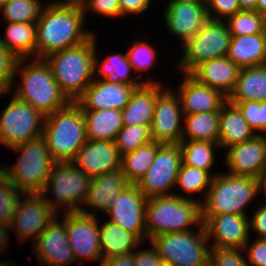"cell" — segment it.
Instances as JSON below:
<instances>
[{
	"label": "cell",
	"instance_id": "cell-1",
	"mask_svg": "<svg viewBox=\"0 0 266 266\" xmlns=\"http://www.w3.org/2000/svg\"><path fill=\"white\" fill-rule=\"evenodd\" d=\"M85 19L80 2L46 3L36 22V58L88 40L95 32L84 29Z\"/></svg>",
	"mask_w": 266,
	"mask_h": 266
},
{
	"label": "cell",
	"instance_id": "cell-2",
	"mask_svg": "<svg viewBox=\"0 0 266 266\" xmlns=\"http://www.w3.org/2000/svg\"><path fill=\"white\" fill-rule=\"evenodd\" d=\"M30 59L17 60L14 80L17 75H20L21 80H17L19 83H16L13 95L39 110L44 116L67 106L71 101L62 92L45 59L33 58L29 63Z\"/></svg>",
	"mask_w": 266,
	"mask_h": 266
},
{
	"label": "cell",
	"instance_id": "cell-3",
	"mask_svg": "<svg viewBox=\"0 0 266 266\" xmlns=\"http://www.w3.org/2000/svg\"><path fill=\"white\" fill-rule=\"evenodd\" d=\"M96 39L94 33L85 42L56 51L44 58L54 79L71 102H76L94 80Z\"/></svg>",
	"mask_w": 266,
	"mask_h": 266
},
{
	"label": "cell",
	"instance_id": "cell-4",
	"mask_svg": "<svg viewBox=\"0 0 266 266\" xmlns=\"http://www.w3.org/2000/svg\"><path fill=\"white\" fill-rule=\"evenodd\" d=\"M200 200L163 195L147 199L146 235L149 241L154 236L173 232H186L201 226Z\"/></svg>",
	"mask_w": 266,
	"mask_h": 266
},
{
	"label": "cell",
	"instance_id": "cell-5",
	"mask_svg": "<svg viewBox=\"0 0 266 266\" xmlns=\"http://www.w3.org/2000/svg\"><path fill=\"white\" fill-rule=\"evenodd\" d=\"M257 178L221 172L215 175L201 203L202 221L222 214L247 215L249 203L258 197Z\"/></svg>",
	"mask_w": 266,
	"mask_h": 266
},
{
	"label": "cell",
	"instance_id": "cell-6",
	"mask_svg": "<svg viewBox=\"0 0 266 266\" xmlns=\"http://www.w3.org/2000/svg\"><path fill=\"white\" fill-rule=\"evenodd\" d=\"M42 136L55 161H72L87 141L81 106L70 102L64 108L46 115Z\"/></svg>",
	"mask_w": 266,
	"mask_h": 266
},
{
	"label": "cell",
	"instance_id": "cell-7",
	"mask_svg": "<svg viewBox=\"0 0 266 266\" xmlns=\"http://www.w3.org/2000/svg\"><path fill=\"white\" fill-rule=\"evenodd\" d=\"M19 160L4 167L5 177L13 182L24 194L41 193L46 186L52 165L56 162L43 136L11 147Z\"/></svg>",
	"mask_w": 266,
	"mask_h": 266
},
{
	"label": "cell",
	"instance_id": "cell-8",
	"mask_svg": "<svg viewBox=\"0 0 266 266\" xmlns=\"http://www.w3.org/2000/svg\"><path fill=\"white\" fill-rule=\"evenodd\" d=\"M90 180L86 173L71 161H56L51 167L49 178L41 194L56 215H59V212L74 213L81 208L86 199ZM49 192L54 195L51 199L48 196Z\"/></svg>",
	"mask_w": 266,
	"mask_h": 266
},
{
	"label": "cell",
	"instance_id": "cell-9",
	"mask_svg": "<svg viewBox=\"0 0 266 266\" xmlns=\"http://www.w3.org/2000/svg\"><path fill=\"white\" fill-rule=\"evenodd\" d=\"M195 232L165 233L149 240L167 266H209L210 245L204 224Z\"/></svg>",
	"mask_w": 266,
	"mask_h": 266
},
{
	"label": "cell",
	"instance_id": "cell-10",
	"mask_svg": "<svg viewBox=\"0 0 266 266\" xmlns=\"http://www.w3.org/2000/svg\"><path fill=\"white\" fill-rule=\"evenodd\" d=\"M231 33L226 21L209 19L204 26L183 45V55L177 67L190 74L198 65L214 58L226 57Z\"/></svg>",
	"mask_w": 266,
	"mask_h": 266
},
{
	"label": "cell",
	"instance_id": "cell-11",
	"mask_svg": "<svg viewBox=\"0 0 266 266\" xmlns=\"http://www.w3.org/2000/svg\"><path fill=\"white\" fill-rule=\"evenodd\" d=\"M0 116V144L11 148L43 135L45 116L12 94Z\"/></svg>",
	"mask_w": 266,
	"mask_h": 266
},
{
	"label": "cell",
	"instance_id": "cell-12",
	"mask_svg": "<svg viewBox=\"0 0 266 266\" xmlns=\"http://www.w3.org/2000/svg\"><path fill=\"white\" fill-rule=\"evenodd\" d=\"M181 164L182 153L180 145L161 144L150 168L136 185L147 198L172 195L174 194Z\"/></svg>",
	"mask_w": 266,
	"mask_h": 266
},
{
	"label": "cell",
	"instance_id": "cell-13",
	"mask_svg": "<svg viewBox=\"0 0 266 266\" xmlns=\"http://www.w3.org/2000/svg\"><path fill=\"white\" fill-rule=\"evenodd\" d=\"M184 113L180 97L169 86L157 96L151 129L152 141L179 144L182 138Z\"/></svg>",
	"mask_w": 266,
	"mask_h": 266
},
{
	"label": "cell",
	"instance_id": "cell-14",
	"mask_svg": "<svg viewBox=\"0 0 266 266\" xmlns=\"http://www.w3.org/2000/svg\"><path fill=\"white\" fill-rule=\"evenodd\" d=\"M56 216L41 193H27L17 202L10 227L21 243L31 238L34 243Z\"/></svg>",
	"mask_w": 266,
	"mask_h": 266
},
{
	"label": "cell",
	"instance_id": "cell-15",
	"mask_svg": "<svg viewBox=\"0 0 266 266\" xmlns=\"http://www.w3.org/2000/svg\"><path fill=\"white\" fill-rule=\"evenodd\" d=\"M97 215L67 213V236L76 262L103 261Z\"/></svg>",
	"mask_w": 266,
	"mask_h": 266
},
{
	"label": "cell",
	"instance_id": "cell-16",
	"mask_svg": "<svg viewBox=\"0 0 266 266\" xmlns=\"http://www.w3.org/2000/svg\"><path fill=\"white\" fill-rule=\"evenodd\" d=\"M58 215L33 243V253L40 266H66L76 262L67 236V213Z\"/></svg>",
	"mask_w": 266,
	"mask_h": 266
},
{
	"label": "cell",
	"instance_id": "cell-17",
	"mask_svg": "<svg viewBox=\"0 0 266 266\" xmlns=\"http://www.w3.org/2000/svg\"><path fill=\"white\" fill-rule=\"evenodd\" d=\"M147 199L136 184H128L106 212L110 217L108 221L136 234L142 241L144 238L147 240Z\"/></svg>",
	"mask_w": 266,
	"mask_h": 266
},
{
	"label": "cell",
	"instance_id": "cell-18",
	"mask_svg": "<svg viewBox=\"0 0 266 266\" xmlns=\"http://www.w3.org/2000/svg\"><path fill=\"white\" fill-rule=\"evenodd\" d=\"M163 13L165 28L172 36L181 38V46L209 20L205 2L169 1Z\"/></svg>",
	"mask_w": 266,
	"mask_h": 266
},
{
	"label": "cell",
	"instance_id": "cell-19",
	"mask_svg": "<svg viewBox=\"0 0 266 266\" xmlns=\"http://www.w3.org/2000/svg\"><path fill=\"white\" fill-rule=\"evenodd\" d=\"M224 155L227 172L258 178L266 171V135L256 134L240 144L230 146Z\"/></svg>",
	"mask_w": 266,
	"mask_h": 266
},
{
	"label": "cell",
	"instance_id": "cell-20",
	"mask_svg": "<svg viewBox=\"0 0 266 266\" xmlns=\"http://www.w3.org/2000/svg\"><path fill=\"white\" fill-rule=\"evenodd\" d=\"M137 87L111 79H96L76 101L82 110H122Z\"/></svg>",
	"mask_w": 266,
	"mask_h": 266
},
{
	"label": "cell",
	"instance_id": "cell-21",
	"mask_svg": "<svg viewBox=\"0 0 266 266\" xmlns=\"http://www.w3.org/2000/svg\"><path fill=\"white\" fill-rule=\"evenodd\" d=\"M91 179L122 167L115 141L87 140L71 161Z\"/></svg>",
	"mask_w": 266,
	"mask_h": 266
},
{
	"label": "cell",
	"instance_id": "cell-22",
	"mask_svg": "<svg viewBox=\"0 0 266 266\" xmlns=\"http://www.w3.org/2000/svg\"><path fill=\"white\" fill-rule=\"evenodd\" d=\"M248 215L222 214L212 216L205 224L211 247L244 249L250 241Z\"/></svg>",
	"mask_w": 266,
	"mask_h": 266
},
{
	"label": "cell",
	"instance_id": "cell-23",
	"mask_svg": "<svg viewBox=\"0 0 266 266\" xmlns=\"http://www.w3.org/2000/svg\"><path fill=\"white\" fill-rule=\"evenodd\" d=\"M128 184L122 168L91 178L86 199L78 212L89 215H96V211L106 213ZM89 208H94L95 212L89 211Z\"/></svg>",
	"mask_w": 266,
	"mask_h": 266
},
{
	"label": "cell",
	"instance_id": "cell-24",
	"mask_svg": "<svg viewBox=\"0 0 266 266\" xmlns=\"http://www.w3.org/2000/svg\"><path fill=\"white\" fill-rule=\"evenodd\" d=\"M178 89L184 114L220 111L227 100L219 90L198 83L189 74H183Z\"/></svg>",
	"mask_w": 266,
	"mask_h": 266
},
{
	"label": "cell",
	"instance_id": "cell-25",
	"mask_svg": "<svg viewBox=\"0 0 266 266\" xmlns=\"http://www.w3.org/2000/svg\"><path fill=\"white\" fill-rule=\"evenodd\" d=\"M240 70L226 56L198 65L189 75L198 83L217 89L228 98L235 89Z\"/></svg>",
	"mask_w": 266,
	"mask_h": 266
},
{
	"label": "cell",
	"instance_id": "cell-26",
	"mask_svg": "<svg viewBox=\"0 0 266 266\" xmlns=\"http://www.w3.org/2000/svg\"><path fill=\"white\" fill-rule=\"evenodd\" d=\"M163 83H144L135 89L129 102L121 110L123 126H151L157 96L164 90Z\"/></svg>",
	"mask_w": 266,
	"mask_h": 266
},
{
	"label": "cell",
	"instance_id": "cell-27",
	"mask_svg": "<svg viewBox=\"0 0 266 266\" xmlns=\"http://www.w3.org/2000/svg\"><path fill=\"white\" fill-rule=\"evenodd\" d=\"M256 134L243 118L239 107L227 99L220 108L218 139L220 148L225 150L230 146L248 141Z\"/></svg>",
	"mask_w": 266,
	"mask_h": 266
},
{
	"label": "cell",
	"instance_id": "cell-28",
	"mask_svg": "<svg viewBox=\"0 0 266 266\" xmlns=\"http://www.w3.org/2000/svg\"><path fill=\"white\" fill-rule=\"evenodd\" d=\"M227 57L240 69L264 65L266 30L260 34L231 36Z\"/></svg>",
	"mask_w": 266,
	"mask_h": 266
},
{
	"label": "cell",
	"instance_id": "cell-29",
	"mask_svg": "<svg viewBox=\"0 0 266 266\" xmlns=\"http://www.w3.org/2000/svg\"><path fill=\"white\" fill-rule=\"evenodd\" d=\"M101 225L99 235L103 260L130 254L142 244V240L136 234L124 230L119 225L110 221H105Z\"/></svg>",
	"mask_w": 266,
	"mask_h": 266
},
{
	"label": "cell",
	"instance_id": "cell-30",
	"mask_svg": "<svg viewBox=\"0 0 266 266\" xmlns=\"http://www.w3.org/2000/svg\"><path fill=\"white\" fill-rule=\"evenodd\" d=\"M227 99L230 102L266 101V66L242 68L235 89Z\"/></svg>",
	"mask_w": 266,
	"mask_h": 266
},
{
	"label": "cell",
	"instance_id": "cell-31",
	"mask_svg": "<svg viewBox=\"0 0 266 266\" xmlns=\"http://www.w3.org/2000/svg\"><path fill=\"white\" fill-rule=\"evenodd\" d=\"M87 140L115 141L123 127L122 112L117 109L82 110Z\"/></svg>",
	"mask_w": 266,
	"mask_h": 266
},
{
	"label": "cell",
	"instance_id": "cell-32",
	"mask_svg": "<svg viewBox=\"0 0 266 266\" xmlns=\"http://www.w3.org/2000/svg\"><path fill=\"white\" fill-rule=\"evenodd\" d=\"M0 43L17 59L36 58V23L7 22Z\"/></svg>",
	"mask_w": 266,
	"mask_h": 266
},
{
	"label": "cell",
	"instance_id": "cell-33",
	"mask_svg": "<svg viewBox=\"0 0 266 266\" xmlns=\"http://www.w3.org/2000/svg\"><path fill=\"white\" fill-rule=\"evenodd\" d=\"M97 54L94 56V78L96 79H111L113 81L124 82L130 85H135L137 88L144 83H159L161 81L153 80H138V76L133 75L131 64L129 63L127 53L112 54L105 58L101 64L98 63Z\"/></svg>",
	"mask_w": 266,
	"mask_h": 266
},
{
	"label": "cell",
	"instance_id": "cell-34",
	"mask_svg": "<svg viewBox=\"0 0 266 266\" xmlns=\"http://www.w3.org/2000/svg\"><path fill=\"white\" fill-rule=\"evenodd\" d=\"M220 111L184 114L181 140L218 142Z\"/></svg>",
	"mask_w": 266,
	"mask_h": 266
},
{
	"label": "cell",
	"instance_id": "cell-35",
	"mask_svg": "<svg viewBox=\"0 0 266 266\" xmlns=\"http://www.w3.org/2000/svg\"><path fill=\"white\" fill-rule=\"evenodd\" d=\"M162 143L151 141L122 156V171L129 184H137L153 163Z\"/></svg>",
	"mask_w": 266,
	"mask_h": 266
},
{
	"label": "cell",
	"instance_id": "cell-36",
	"mask_svg": "<svg viewBox=\"0 0 266 266\" xmlns=\"http://www.w3.org/2000/svg\"><path fill=\"white\" fill-rule=\"evenodd\" d=\"M182 163L208 171L214 177L219 172L211 173L215 164V150L220 148L218 142L181 140Z\"/></svg>",
	"mask_w": 266,
	"mask_h": 266
},
{
	"label": "cell",
	"instance_id": "cell-37",
	"mask_svg": "<svg viewBox=\"0 0 266 266\" xmlns=\"http://www.w3.org/2000/svg\"><path fill=\"white\" fill-rule=\"evenodd\" d=\"M212 179L213 176L208 171L182 163L177 175L175 188L179 187L180 190L186 193V196L185 193L182 195L180 193L179 195L176 191L174 194L176 196H180L181 198L194 199V197L191 198L190 196L204 191V197L200 200V202L202 203L210 188Z\"/></svg>",
	"mask_w": 266,
	"mask_h": 266
},
{
	"label": "cell",
	"instance_id": "cell-38",
	"mask_svg": "<svg viewBox=\"0 0 266 266\" xmlns=\"http://www.w3.org/2000/svg\"><path fill=\"white\" fill-rule=\"evenodd\" d=\"M43 4L40 0H10L0 11L4 23H36Z\"/></svg>",
	"mask_w": 266,
	"mask_h": 266
},
{
	"label": "cell",
	"instance_id": "cell-39",
	"mask_svg": "<svg viewBox=\"0 0 266 266\" xmlns=\"http://www.w3.org/2000/svg\"><path fill=\"white\" fill-rule=\"evenodd\" d=\"M226 22L231 36L260 34L266 30L263 16L256 10H240Z\"/></svg>",
	"mask_w": 266,
	"mask_h": 266
},
{
	"label": "cell",
	"instance_id": "cell-40",
	"mask_svg": "<svg viewBox=\"0 0 266 266\" xmlns=\"http://www.w3.org/2000/svg\"><path fill=\"white\" fill-rule=\"evenodd\" d=\"M152 141L149 126H123L117 133L115 144L121 156L133 152L140 146Z\"/></svg>",
	"mask_w": 266,
	"mask_h": 266
},
{
	"label": "cell",
	"instance_id": "cell-41",
	"mask_svg": "<svg viewBox=\"0 0 266 266\" xmlns=\"http://www.w3.org/2000/svg\"><path fill=\"white\" fill-rule=\"evenodd\" d=\"M24 193L9 179L0 181V222L11 225L17 202Z\"/></svg>",
	"mask_w": 266,
	"mask_h": 266
},
{
	"label": "cell",
	"instance_id": "cell-42",
	"mask_svg": "<svg viewBox=\"0 0 266 266\" xmlns=\"http://www.w3.org/2000/svg\"><path fill=\"white\" fill-rule=\"evenodd\" d=\"M127 52V57L135 73L146 72L154 65L157 58L156 50L152 44L145 41H134Z\"/></svg>",
	"mask_w": 266,
	"mask_h": 266
},
{
	"label": "cell",
	"instance_id": "cell-43",
	"mask_svg": "<svg viewBox=\"0 0 266 266\" xmlns=\"http://www.w3.org/2000/svg\"><path fill=\"white\" fill-rule=\"evenodd\" d=\"M242 112L243 118L258 135H266V101L231 102Z\"/></svg>",
	"mask_w": 266,
	"mask_h": 266
},
{
	"label": "cell",
	"instance_id": "cell-44",
	"mask_svg": "<svg viewBox=\"0 0 266 266\" xmlns=\"http://www.w3.org/2000/svg\"><path fill=\"white\" fill-rule=\"evenodd\" d=\"M244 249L210 247L209 266H249Z\"/></svg>",
	"mask_w": 266,
	"mask_h": 266
},
{
	"label": "cell",
	"instance_id": "cell-45",
	"mask_svg": "<svg viewBox=\"0 0 266 266\" xmlns=\"http://www.w3.org/2000/svg\"><path fill=\"white\" fill-rule=\"evenodd\" d=\"M17 58L0 43V88L4 92H11L16 86L14 72ZM15 85V86H14Z\"/></svg>",
	"mask_w": 266,
	"mask_h": 266
},
{
	"label": "cell",
	"instance_id": "cell-46",
	"mask_svg": "<svg viewBox=\"0 0 266 266\" xmlns=\"http://www.w3.org/2000/svg\"><path fill=\"white\" fill-rule=\"evenodd\" d=\"M80 4L83 7L85 15L91 9V12L104 16L105 18H121L119 0H81Z\"/></svg>",
	"mask_w": 266,
	"mask_h": 266
},
{
	"label": "cell",
	"instance_id": "cell-47",
	"mask_svg": "<svg viewBox=\"0 0 266 266\" xmlns=\"http://www.w3.org/2000/svg\"><path fill=\"white\" fill-rule=\"evenodd\" d=\"M205 6L211 20L226 21L241 10L238 0H206Z\"/></svg>",
	"mask_w": 266,
	"mask_h": 266
},
{
	"label": "cell",
	"instance_id": "cell-48",
	"mask_svg": "<svg viewBox=\"0 0 266 266\" xmlns=\"http://www.w3.org/2000/svg\"><path fill=\"white\" fill-rule=\"evenodd\" d=\"M244 251L249 266H266V239L256 238L253 243L248 241Z\"/></svg>",
	"mask_w": 266,
	"mask_h": 266
},
{
	"label": "cell",
	"instance_id": "cell-49",
	"mask_svg": "<svg viewBox=\"0 0 266 266\" xmlns=\"http://www.w3.org/2000/svg\"><path fill=\"white\" fill-rule=\"evenodd\" d=\"M140 247L133 251L135 266H165L163 259L153 246L142 250H140Z\"/></svg>",
	"mask_w": 266,
	"mask_h": 266
},
{
	"label": "cell",
	"instance_id": "cell-50",
	"mask_svg": "<svg viewBox=\"0 0 266 266\" xmlns=\"http://www.w3.org/2000/svg\"><path fill=\"white\" fill-rule=\"evenodd\" d=\"M249 218L250 232L257 233L256 238L266 239V204L260 205Z\"/></svg>",
	"mask_w": 266,
	"mask_h": 266
},
{
	"label": "cell",
	"instance_id": "cell-51",
	"mask_svg": "<svg viewBox=\"0 0 266 266\" xmlns=\"http://www.w3.org/2000/svg\"><path fill=\"white\" fill-rule=\"evenodd\" d=\"M151 1L153 0H119L121 18L131 14L137 17V15L139 16L145 13L151 4Z\"/></svg>",
	"mask_w": 266,
	"mask_h": 266
},
{
	"label": "cell",
	"instance_id": "cell-52",
	"mask_svg": "<svg viewBox=\"0 0 266 266\" xmlns=\"http://www.w3.org/2000/svg\"><path fill=\"white\" fill-rule=\"evenodd\" d=\"M101 266H135L133 252L124 256H116L107 260H103Z\"/></svg>",
	"mask_w": 266,
	"mask_h": 266
},
{
	"label": "cell",
	"instance_id": "cell-53",
	"mask_svg": "<svg viewBox=\"0 0 266 266\" xmlns=\"http://www.w3.org/2000/svg\"><path fill=\"white\" fill-rule=\"evenodd\" d=\"M11 227L8 224H5L3 222H0V253H4V250H6L8 243V238H10V230Z\"/></svg>",
	"mask_w": 266,
	"mask_h": 266
},
{
	"label": "cell",
	"instance_id": "cell-54",
	"mask_svg": "<svg viewBox=\"0 0 266 266\" xmlns=\"http://www.w3.org/2000/svg\"><path fill=\"white\" fill-rule=\"evenodd\" d=\"M258 0H238L241 10H256Z\"/></svg>",
	"mask_w": 266,
	"mask_h": 266
},
{
	"label": "cell",
	"instance_id": "cell-55",
	"mask_svg": "<svg viewBox=\"0 0 266 266\" xmlns=\"http://www.w3.org/2000/svg\"><path fill=\"white\" fill-rule=\"evenodd\" d=\"M257 182H258V193H260V191L264 192V198L266 199V171L263 172L258 178H257ZM264 204H266V202H264Z\"/></svg>",
	"mask_w": 266,
	"mask_h": 266
},
{
	"label": "cell",
	"instance_id": "cell-56",
	"mask_svg": "<svg viewBox=\"0 0 266 266\" xmlns=\"http://www.w3.org/2000/svg\"><path fill=\"white\" fill-rule=\"evenodd\" d=\"M256 11H258L263 16V19L266 23V0L257 1Z\"/></svg>",
	"mask_w": 266,
	"mask_h": 266
},
{
	"label": "cell",
	"instance_id": "cell-57",
	"mask_svg": "<svg viewBox=\"0 0 266 266\" xmlns=\"http://www.w3.org/2000/svg\"><path fill=\"white\" fill-rule=\"evenodd\" d=\"M169 1H179V2H206V0H169Z\"/></svg>",
	"mask_w": 266,
	"mask_h": 266
},
{
	"label": "cell",
	"instance_id": "cell-58",
	"mask_svg": "<svg viewBox=\"0 0 266 266\" xmlns=\"http://www.w3.org/2000/svg\"><path fill=\"white\" fill-rule=\"evenodd\" d=\"M5 177L4 166L2 167L0 164V181Z\"/></svg>",
	"mask_w": 266,
	"mask_h": 266
},
{
	"label": "cell",
	"instance_id": "cell-59",
	"mask_svg": "<svg viewBox=\"0 0 266 266\" xmlns=\"http://www.w3.org/2000/svg\"><path fill=\"white\" fill-rule=\"evenodd\" d=\"M10 0H0V9L6 4L8 3Z\"/></svg>",
	"mask_w": 266,
	"mask_h": 266
},
{
	"label": "cell",
	"instance_id": "cell-60",
	"mask_svg": "<svg viewBox=\"0 0 266 266\" xmlns=\"http://www.w3.org/2000/svg\"><path fill=\"white\" fill-rule=\"evenodd\" d=\"M81 0H57V2H80Z\"/></svg>",
	"mask_w": 266,
	"mask_h": 266
},
{
	"label": "cell",
	"instance_id": "cell-61",
	"mask_svg": "<svg viewBox=\"0 0 266 266\" xmlns=\"http://www.w3.org/2000/svg\"><path fill=\"white\" fill-rule=\"evenodd\" d=\"M4 94H8V92H4L1 88H0V97Z\"/></svg>",
	"mask_w": 266,
	"mask_h": 266
}]
</instances>
